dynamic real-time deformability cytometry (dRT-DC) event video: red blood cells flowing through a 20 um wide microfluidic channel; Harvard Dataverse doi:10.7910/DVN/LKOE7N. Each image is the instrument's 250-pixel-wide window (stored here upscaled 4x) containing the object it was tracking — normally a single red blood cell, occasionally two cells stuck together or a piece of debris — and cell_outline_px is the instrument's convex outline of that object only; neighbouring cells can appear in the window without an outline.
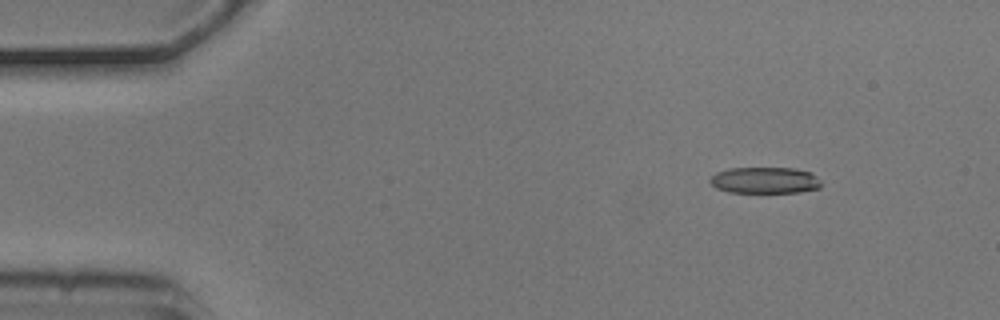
{"species": "common noctule bat (a hibernating species)", "species_latin": "Nyctalus noctula", "temperature_condition": "cold", "stored_images_in_passage": 4, "camera_frame_rate_fps": 3000, "um_per_image_px": 0.085, "animal": {"sex": "male", "body_mass_g": 20.5, "forearm_length_mm": 52.5}, "frame": {"image": 1, "passage_image": 2, "time_ms": 0.333, "image_size_px": [1000, 320], "cell_outline_px": [[820, 188], [800, 192], [728, 192], [716, 188], [708, 180], [716, 172], [728, 168], [796, 168], [812, 172], [820, 180]], "centroid_in_image_um": [65.02, 15.31], "position_along_channel_um": 20.0, "area_um2": 17.17}}
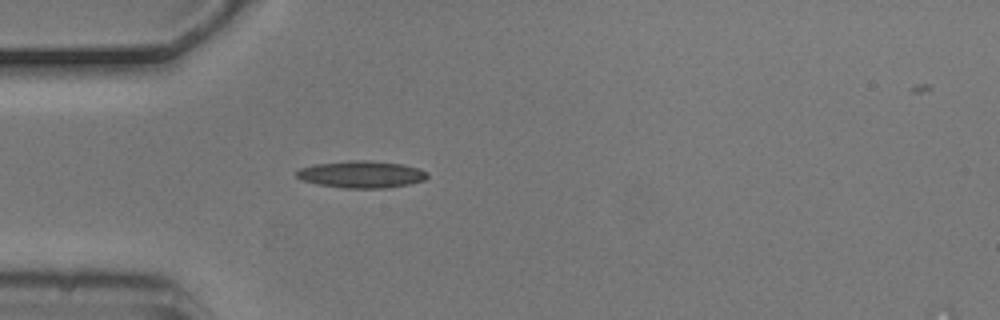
{"frame": {"image": 2, "passage_image": 4, "time_ms": 1.0, "image_size_px": [1000, 320], "cell_outline_px": [[428, 176], [424, 180], [412, 184], [388, 188], [344, 188], [316, 184], [300, 180], [296, 176], [296, 172], [300, 168], [312, 164], [348, 160], [368, 160], [404, 164], [420, 168], [428, 172]], "centroid_in_image_um": [30.73, 14.82], "position_along_channel_um": 54.3, "area_um2": 21.04}}